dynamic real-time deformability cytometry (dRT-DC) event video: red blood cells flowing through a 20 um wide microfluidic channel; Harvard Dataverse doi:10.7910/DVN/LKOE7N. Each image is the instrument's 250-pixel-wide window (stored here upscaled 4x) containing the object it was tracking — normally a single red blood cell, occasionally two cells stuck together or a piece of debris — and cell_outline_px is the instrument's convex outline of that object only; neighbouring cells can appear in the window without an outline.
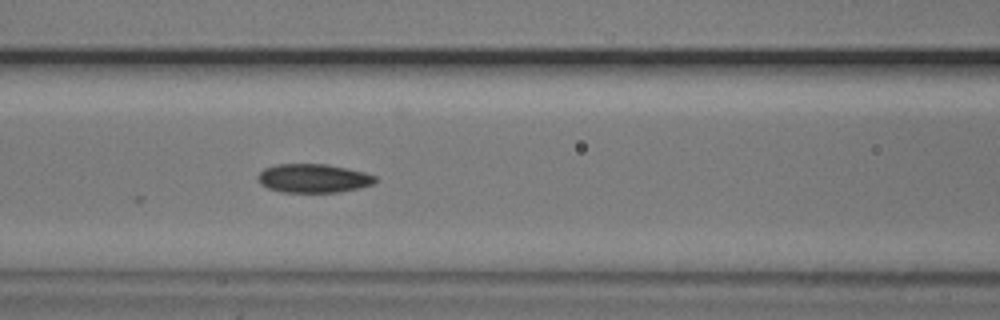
{"species": "common noctule bat (a hibernating species)", "species_latin": "Nyctalus noctula", "temperature_condition": "cold", "stored_images_in_passage": 5, "camera_frame_rate_fps": 3000, "um_per_image_px": 0.085, "animal": {"sex": "male", "body_mass_g": 20.5, "forearm_length_mm": 52.5}, "frame": {"image": 1, "passage_image": 5, "time_ms": 1.333, "image_size_px": [1000, 320], "cell_outline_px": [[376, 180], [372, 184], [356, 188], [336, 192], [280, 192], [268, 188], [260, 184], [256, 176], [264, 168], [276, 164], [328, 164], [348, 168], [364, 172], [376, 176]], "centroid_in_image_um": [26.59, 15.14], "position_along_channel_um": 140.0, "area_um2": 19.65}}